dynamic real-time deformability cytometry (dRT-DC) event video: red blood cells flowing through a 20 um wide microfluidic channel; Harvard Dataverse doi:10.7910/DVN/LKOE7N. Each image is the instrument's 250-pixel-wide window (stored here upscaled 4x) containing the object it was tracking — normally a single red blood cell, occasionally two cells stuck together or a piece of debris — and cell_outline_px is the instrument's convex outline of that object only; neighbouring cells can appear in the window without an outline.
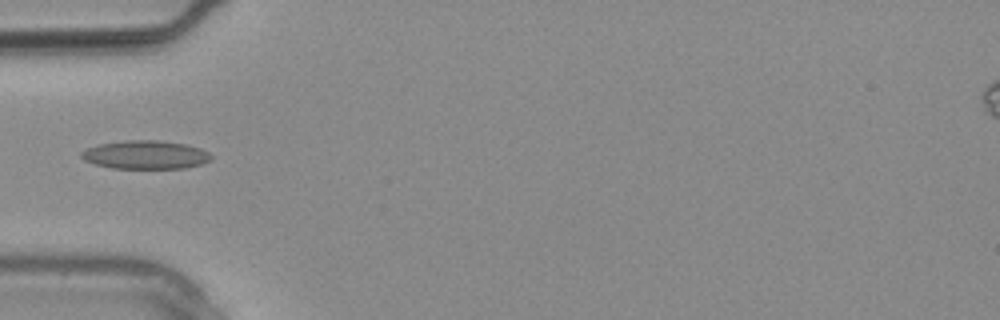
{"species": "common noctule bat (a hibernating species)", "species_latin": "Nyctalus noctula", "temperature_condition": "warm", "stored_images_in_passage": 2, "camera_frame_rate_fps": 3000, "um_per_image_px": 0.085, "animal": {"sex": "male", "body_mass_g": 20.4}, "frame": {"image": 1, "passage_image": 2, "time_ms": 0.333, "image_size_px": [1000, 320], "cell_outline_px": [[212, 160], [200, 164], [184, 168], [112, 168], [96, 164], [84, 160], [80, 156], [80, 152], [88, 148], [100, 144], [128, 140], [156, 140], [184, 144], [200, 148], [208, 152], [212, 156]], "centroid_in_image_um": [12.37, 13.16], "position_along_channel_um": 72.6, "area_um2": 21.33}}